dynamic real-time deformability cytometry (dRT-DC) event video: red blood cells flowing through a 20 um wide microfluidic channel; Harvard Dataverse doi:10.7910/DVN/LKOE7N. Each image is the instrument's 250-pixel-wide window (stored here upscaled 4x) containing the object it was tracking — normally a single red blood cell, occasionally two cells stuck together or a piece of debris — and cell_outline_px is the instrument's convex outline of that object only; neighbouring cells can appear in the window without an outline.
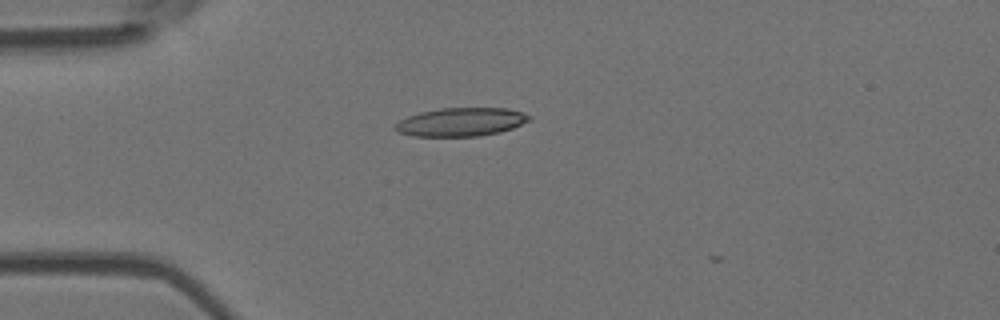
{"species": "Egyptian fruit bat (a non-hibernating species)", "species_latin": "Rousettus aegyptiacus", "temperature_condition": "room temperature", "stored_images_in_passage": 3, "camera_frame_rate_fps": 3000, "um_per_image_px": 0.085, "animal": {"sex": "female"}, "frame": {"image": 1, "passage_image": 1, "time_ms": 0.0, "image_size_px": [1000, 320], "cell_outline_px": [[532, 116], [528, 120], [512, 128], [500, 132], [480, 136], [412, 136], [396, 132], [392, 128], [400, 120], [408, 116], [420, 112], [440, 108], [508, 108], [524, 112]], "centroid_in_image_um": [39.16, 10.37], "position_along_channel_um": 45.8, "area_um2": 22.31}}